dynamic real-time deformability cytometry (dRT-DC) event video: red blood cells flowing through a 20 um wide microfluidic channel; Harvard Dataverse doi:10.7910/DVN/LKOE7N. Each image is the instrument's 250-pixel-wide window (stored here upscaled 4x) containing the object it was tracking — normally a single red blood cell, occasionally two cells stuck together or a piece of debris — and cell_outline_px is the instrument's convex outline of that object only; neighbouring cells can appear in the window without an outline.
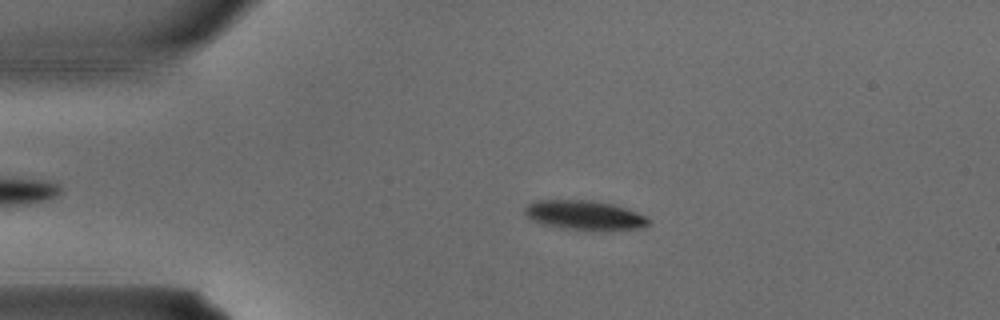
{"species": "common noctule bat (a hibernating species)", "species_latin": "Nyctalus noctula", "temperature_condition": "warm", "stored_images_in_passage": 3, "camera_frame_rate_fps": 3000, "um_per_image_px": 0.085, "animal": {"sex": "male", "body_mass_g": 15.6}, "frame": {"image": 1, "passage_image": 2, "time_ms": 0.333, "image_size_px": [1000, 320], "cell_outline_px": [[648, 224], [640, 228], [560, 228], [540, 224], [532, 220], [524, 212], [524, 208], [528, 204], [536, 200], [592, 200], [612, 204], [648, 216]], "centroid_in_image_um": [49.6, 18.25], "position_along_channel_um": 35.4, "area_um2": 20.46}}